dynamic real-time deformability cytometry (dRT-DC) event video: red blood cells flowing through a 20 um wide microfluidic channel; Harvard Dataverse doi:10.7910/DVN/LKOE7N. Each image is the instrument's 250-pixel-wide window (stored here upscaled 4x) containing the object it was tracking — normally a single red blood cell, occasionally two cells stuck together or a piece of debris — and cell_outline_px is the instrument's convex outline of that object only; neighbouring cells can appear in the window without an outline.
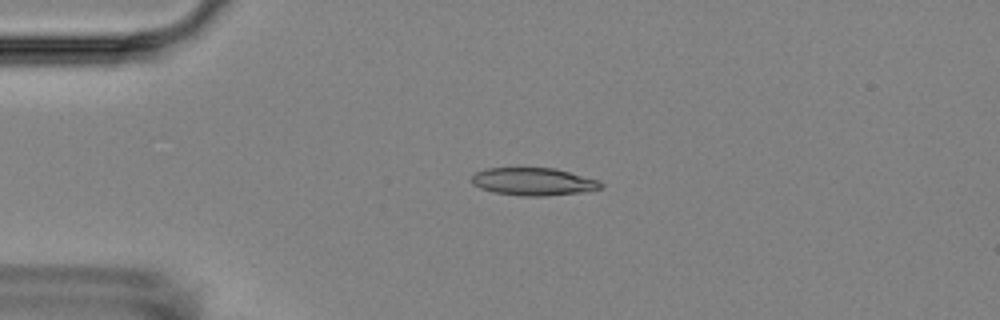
{"species": "Egyptian fruit bat (a non-hibernating species)", "species_latin": "Rousettus aegyptiacus", "temperature_condition": "room temperature", "stored_images_in_passage": 4, "camera_frame_rate_fps": 3000, "um_per_image_px": 0.085, "animal": {"sex": "female"}, "frame": {"image": 1, "passage_image": 3, "time_ms": 3.333, "image_size_px": [1000, 320], "cell_outline_px": [[604, 188], [588, 192], [544, 196], [524, 196], [496, 192], [480, 188], [472, 184], [468, 180], [476, 172], [484, 168], [556, 168], [596, 180], [604, 184]], "centroid_in_image_um": [45.34, 15.44], "position_along_channel_um": 39.7, "area_um2": 20.98}}